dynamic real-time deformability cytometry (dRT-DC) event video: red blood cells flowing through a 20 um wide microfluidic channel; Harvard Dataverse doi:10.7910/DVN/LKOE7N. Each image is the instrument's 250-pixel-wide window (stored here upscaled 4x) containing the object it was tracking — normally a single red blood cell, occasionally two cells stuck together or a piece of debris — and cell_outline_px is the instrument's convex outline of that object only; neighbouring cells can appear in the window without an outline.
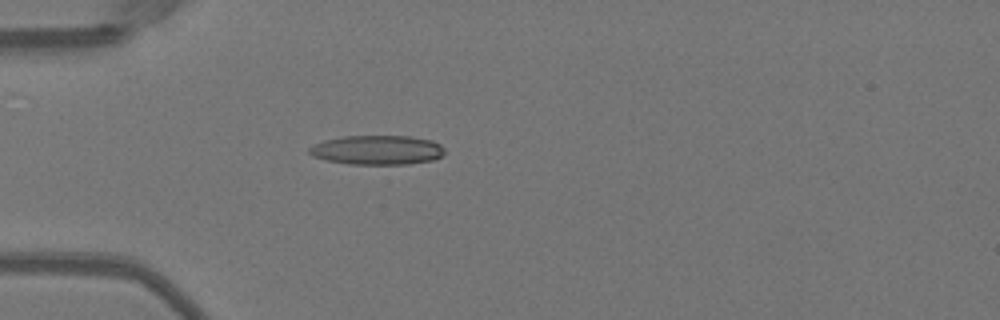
{"species": "Egyptian fruit bat (a non-hibernating species)", "species_latin": "Rousettus aegyptiacus", "temperature_condition": "warm", "stored_images_in_passage": 52, "camera_frame_rate_fps": 3000, "um_per_image_px": 0.085, "animal": {"sex": "female"}, "frame": {"image": 1, "passage_image": 16, "time_ms": 5.0, "image_size_px": [1000, 320], "cell_outline_px": [[444, 156], [432, 160], [408, 164], [348, 164], [328, 160], [312, 156], [308, 152], [308, 148], [324, 140], [344, 136], [408, 136], [432, 140], [440, 144], [444, 148]], "centroid_in_image_um": [32.09, 12.75], "position_along_channel_um": 52.9, "area_um2": 23.18}}
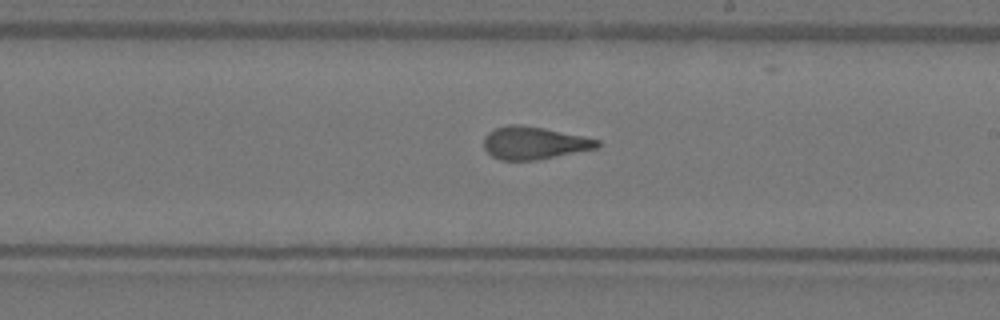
{"frame": {"image": 2, "passage_image": 31, "time_ms": 10.0, "image_size_px": [1000, 320], "cell_outline_px": [[600, 144], [596, 148], [536, 160], [500, 160], [492, 156], [484, 148], [484, 136], [488, 132], [496, 128], [508, 124], [520, 124], [544, 128], [600, 140]], "centroid_in_image_um": [45.35, 12.14], "position_along_channel_um": 243.7, "area_um2": 21.39}}
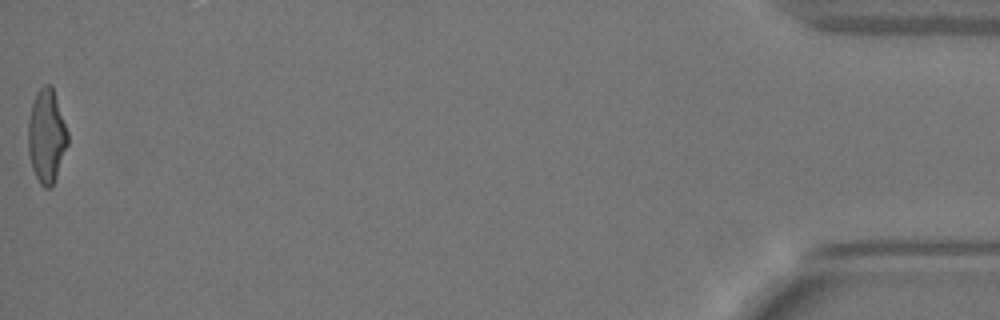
{"frame": {"image": 3, "passage_image": 52, "time_ms": 17.0, "image_size_px": [1000, 320], "cell_outline_px": [[68, 144], [52, 188], [44, 188], [40, 184], [32, 168], [28, 152], [28, 120], [32, 104], [36, 92], [44, 84], [52, 84], [68, 132]], "centroid_in_image_um": [3.96, 11.56], "position_along_channel_um": 431.2, "area_um2": 21.73}, "authors_computed_cell_mechanics": {"area_um2": 22.1663, "velocity_mm_per_s": 4.023, "shape_relaxation_time_tau1_ms": 5.2603, "shape_relaxation_time_tau2_ms": 1.1016, "deformation_change_tau1": 0.2377, "deformation_change_tau2": 0.1058}}